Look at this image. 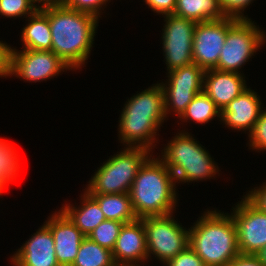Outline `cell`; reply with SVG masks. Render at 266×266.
<instances>
[{
    "label": "cell",
    "instance_id": "1",
    "mask_svg": "<svg viewBox=\"0 0 266 266\" xmlns=\"http://www.w3.org/2000/svg\"><path fill=\"white\" fill-rule=\"evenodd\" d=\"M42 10L48 16L52 34L51 51L71 70H80L90 56L99 19L65 5L46 7Z\"/></svg>",
    "mask_w": 266,
    "mask_h": 266
},
{
    "label": "cell",
    "instance_id": "2",
    "mask_svg": "<svg viewBox=\"0 0 266 266\" xmlns=\"http://www.w3.org/2000/svg\"><path fill=\"white\" fill-rule=\"evenodd\" d=\"M151 154L141 165L129 190L137 218L164 216L176 209V181L172 172ZM175 208V209H174Z\"/></svg>",
    "mask_w": 266,
    "mask_h": 266
},
{
    "label": "cell",
    "instance_id": "3",
    "mask_svg": "<svg viewBox=\"0 0 266 266\" xmlns=\"http://www.w3.org/2000/svg\"><path fill=\"white\" fill-rule=\"evenodd\" d=\"M189 246L206 266H226L240 253L232 215L205 211L189 228Z\"/></svg>",
    "mask_w": 266,
    "mask_h": 266
},
{
    "label": "cell",
    "instance_id": "4",
    "mask_svg": "<svg viewBox=\"0 0 266 266\" xmlns=\"http://www.w3.org/2000/svg\"><path fill=\"white\" fill-rule=\"evenodd\" d=\"M163 150L161 160L176 183L210 179L219 171L209 152L185 130L176 133Z\"/></svg>",
    "mask_w": 266,
    "mask_h": 266
},
{
    "label": "cell",
    "instance_id": "5",
    "mask_svg": "<svg viewBox=\"0 0 266 266\" xmlns=\"http://www.w3.org/2000/svg\"><path fill=\"white\" fill-rule=\"evenodd\" d=\"M150 153L144 148L126 147L97 168L84 190L89 194L129 193L139 168Z\"/></svg>",
    "mask_w": 266,
    "mask_h": 266
},
{
    "label": "cell",
    "instance_id": "6",
    "mask_svg": "<svg viewBox=\"0 0 266 266\" xmlns=\"http://www.w3.org/2000/svg\"><path fill=\"white\" fill-rule=\"evenodd\" d=\"M259 28L251 19L238 20L227 31L224 46L214 69L241 73L239 69L266 42L265 31Z\"/></svg>",
    "mask_w": 266,
    "mask_h": 266
},
{
    "label": "cell",
    "instance_id": "7",
    "mask_svg": "<svg viewBox=\"0 0 266 266\" xmlns=\"http://www.w3.org/2000/svg\"><path fill=\"white\" fill-rule=\"evenodd\" d=\"M141 219L146 232L149 259L152 254L163 265L189 246V229L179 224L172 213Z\"/></svg>",
    "mask_w": 266,
    "mask_h": 266
},
{
    "label": "cell",
    "instance_id": "8",
    "mask_svg": "<svg viewBox=\"0 0 266 266\" xmlns=\"http://www.w3.org/2000/svg\"><path fill=\"white\" fill-rule=\"evenodd\" d=\"M162 50L167 71L193 63L192 48L196 22L174 14L164 15Z\"/></svg>",
    "mask_w": 266,
    "mask_h": 266
},
{
    "label": "cell",
    "instance_id": "9",
    "mask_svg": "<svg viewBox=\"0 0 266 266\" xmlns=\"http://www.w3.org/2000/svg\"><path fill=\"white\" fill-rule=\"evenodd\" d=\"M238 21L231 17L196 23L192 57L193 63L204 70L217 66L227 31Z\"/></svg>",
    "mask_w": 266,
    "mask_h": 266
},
{
    "label": "cell",
    "instance_id": "10",
    "mask_svg": "<svg viewBox=\"0 0 266 266\" xmlns=\"http://www.w3.org/2000/svg\"><path fill=\"white\" fill-rule=\"evenodd\" d=\"M241 199L231 213L237 230L238 249L242 254L256 255L266 246V213L245 196Z\"/></svg>",
    "mask_w": 266,
    "mask_h": 266
},
{
    "label": "cell",
    "instance_id": "11",
    "mask_svg": "<svg viewBox=\"0 0 266 266\" xmlns=\"http://www.w3.org/2000/svg\"><path fill=\"white\" fill-rule=\"evenodd\" d=\"M71 68L54 52L46 50H13L12 73L29 82H41ZM41 80V81H40Z\"/></svg>",
    "mask_w": 266,
    "mask_h": 266
},
{
    "label": "cell",
    "instance_id": "12",
    "mask_svg": "<svg viewBox=\"0 0 266 266\" xmlns=\"http://www.w3.org/2000/svg\"><path fill=\"white\" fill-rule=\"evenodd\" d=\"M168 116L121 113L118 135L126 147L144 148L152 152L159 127Z\"/></svg>",
    "mask_w": 266,
    "mask_h": 266
},
{
    "label": "cell",
    "instance_id": "13",
    "mask_svg": "<svg viewBox=\"0 0 266 266\" xmlns=\"http://www.w3.org/2000/svg\"><path fill=\"white\" fill-rule=\"evenodd\" d=\"M112 253L118 266H140L149 261L142 219L123 224Z\"/></svg>",
    "mask_w": 266,
    "mask_h": 266
},
{
    "label": "cell",
    "instance_id": "14",
    "mask_svg": "<svg viewBox=\"0 0 266 266\" xmlns=\"http://www.w3.org/2000/svg\"><path fill=\"white\" fill-rule=\"evenodd\" d=\"M55 211L44 224L51 230L60 266H71L85 235L61 211Z\"/></svg>",
    "mask_w": 266,
    "mask_h": 266
},
{
    "label": "cell",
    "instance_id": "15",
    "mask_svg": "<svg viewBox=\"0 0 266 266\" xmlns=\"http://www.w3.org/2000/svg\"><path fill=\"white\" fill-rule=\"evenodd\" d=\"M15 252L10 256L14 266H60L53 235L45 224Z\"/></svg>",
    "mask_w": 266,
    "mask_h": 266
},
{
    "label": "cell",
    "instance_id": "16",
    "mask_svg": "<svg viewBox=\"0 0 266 266\" xmlns=\"http://www.w3.org/2000/svg\"><path fill=\"white\" fill-rule=\"evenodd\" d=\"M260 100L257 92L247 88L223 108L220 121L229 129L250 133L263 109Z\"/></svg>",
    "mask_w": 266,
    "mask_h": 266
},
{
    "label": "cell",
    "instance_id": "17",
    "mask_svg": "<svg viewBox=\"0 0 266 266\" xmlns=\"http://www.w3.org/2000/svg\"><path fill=\"white\" fill-rule=\"evenodd\" d=\"M242 73L205 70L203 91L212 99L222 111L234 98L248 87Z\"/></svg>",
    "mask_w": 266,
    "mask_h": 266
},
{
    "label": "cell",
    "instance_id": "18",
    "mask_svg": "<svg viewBox=\"0 0 266 266\" xmlns=\"http://www.w3.org/2000/svg\"><path fill=\"white\" fill-rule=\"evenodd\" d=\"M80 197L82 200L80 201L81 206L74 207L68 203L62 205L63 207L60 210L87 236L106 219L98 202L87 191H84Z\"/></svg>",
    "mask_w": 266,
    "mask_h": 266
},
{
    "label": "cell",
    "instance_id": "19",
    "mask_svg": "<svg viewBox=\"0 0 266 266\" xmlns=\"http://www.w3.org/2000/svg\"><path fill=\"white\" fill-rule=\"evenodd\" d=\"M27 18L28 23L21 32L23 49L51 51L52 34L47 14L37 9Z\"/></svg>",
    "mask_w": 266,
    "mask_h": 266
},
{
    "label": "cell",
    "instance_id": "20",
    "mask_svg": "<svg viewBox=\"0 0 266 266\" xmlns=\"http://www.w3.org/2000/svg\"><path fill=\"white\" fill-rule=\"evenodd\" d=\"M124 105L121 113L166 115L164 92L160 83L132 96Z\"/></svg>",
    "mask_w": 266,
    "mask_h": 266
},
{
    "label": "cell",
    "instance_id": "21",
    "mask_svg": "<svg viewBox=\"0 0 266 266\" xmlns=\"http://www.w3.org/2000/svg\"><path fill=\"white\" fill-rule=\"evenodd\" d=\"M90 195L98 202L106 220L129 223L138 219L129 193Z\"/></svg>",
    "mask_w": 266,
    "mask_h": 266
},
{
    "label": "cell",
    "instance_id": "22",
    "mask_svg": "<svg viewBox=\"0 0 266 266\" xmlns=\"http://www.w3.org/2000/svg\"><path fill=\"white\" fill-rule=\"evenodd\" d=\"M174 15L196 23L224 18L219 0H176Z\"/></svg>",
    "mask_w": 266,
    "mask_h": 266
},
{
    "label": "cell",
    "instance_id": "23",
    "mask_svg": "<svg viewBox=\"0 0 266 266\" xmlns=\"http://www.w3.org/2000/svg\"><path fill=\"white\" fill-rule=\"evenodd\" d=\"M71 266H118L111 250L91 241L87 236L82 241Z\"/></svg>",
    "mask_w": 266,
    "mask_h": 266
},
{
    "label": "cell",
    "instance_id": "24",
    "mask_svg": "<svg viewBox=\"0 0 266 266\" xmlns=\"http://www.w3.org/2000/svg\"><path fill=\"white\" fill-rule=\"evenodd\" d=\"M221 118V110L215 105L212 99L204 92L196 94L188 104L180 120L187 122L193 120L198 124L208 123L215 117Z\"/></svg>",
    "mask_w": 266,
    "mask_h": 266
},
{
    "label": "cell",
    "instance_id": "25",
    "mask_svg": "<svg viewBox=\"0 0 266 266\" xmlns=\"http://www.w3.org/2000/svg\"><path fill=\"white\" fill-rule=\"evenodd\" d=\"M160 84L164 92L166 116L173 111L180 118L197 93L190 88L174 86L169 80Z\"/></svg>",
    "mask_w": 266,
    "mask_h": 266
},
{
    "label": "cell",
    "instance_id": "26",
    "mask_svg": "<svg viewBox=\"0 0 266 266\" xmlns=\"http://www.w3.org/2000/svg\"><path fill=\"white\" fill-rule=\"evenodd\" d=\"M19 156L13 144L0 140V189L4 191L9 183L16 180L19 173Z\"/></svg>",
    "mask_w": 266,
    "mask_h": 266
},
{
    "label": "cell",
    "instance_id": "27",
    "mask_svg": "<svg viewBox=\"0 0 266 266\" xmlns=\"http://www.w3.org/2000/svg\"><path fill=\"white\" fill-rule=\"evenodd\" d=\"M167 74L168 80L174 86L193 89L197 94L203 91L205 70L195 63L177 68Z\"/></svg>",
    "mask_w": 266,
    "mask_h": 266
},
{
    "label": "cell",
    "instance_id": "28",
    "mask_svg": "<svg viewBox=\"0 0 266 266\" xmlns=\"http://www.w3.org/2000/svg\"><path fill=\"white\" fill-rule=\"evenodd\" d=\"M123 224L116 220H105L91 231L87 237L91 241L112 251Z\"/></svg>",
    "mask_w": 266,
    "mask_h": 266
},
{
    "label": "cell",
    "instance_id": "29",
    "mask_svg": "<svg viewBox=\"0 0 266 266\" xmlns=\"http://www.w3.org/2000/svg\"><path fill=\"white\" fill-rule=\"evenodd\" d=\"M37 9L31 0H0V15L7 18H27Z\"/></svg>",
    "mask_w": 266,
    "mask_h": 266
},
{
    "label": "cell",
    "instance_id": "30",
    "mask_svg": "<svg viewBox=\"0 0 266 266\" xmlns=\"http://www.w3.org/2000/svg\"><path fill=\"white\" fill-rule=\"evenodd\" d=\"M248 137L249 148L257 152L266 150V109H263L260 113Z\"/></svg>",
    "mask_w": 266,
    "mask_h": 266
},
{
    "label": "cell",
    "instance_id": "31",
    "mask_svg": "<svg viewBox=\"0 0 266 266\" xmlns=\"http://www.w3.org/2000/svg\"><path fill=\"white\" fill-rule=\"evenodd\" d=\"M254 0H219V5L225 17H231L238 20H250L243 11Z\"/></svg>",
    "mask_w": 266,
    "mask_h": 266
},
{
    "label": "cell",
    "instance_id": "32",
    "mask_svg": "<svg viewBox=\"0 0 266 266\" xmlns=\"http://www.w3.org/2000/svg\"><path fill=\"white\" fill-rule=\"evenodd\" d=\"M106 3V0H65L64 5L79 12L89 13L99 19L100 10L103 9V5L107 6Z\"/></svg>",
    "mask_w": 266,
    "mask_h": 266
},
{
    "label": "cell",
    "instance_id": "33",
    "mask_svg": "<svg viewBox=\"0 0 266 266\" xmlns=\"http://www.w3.org/2000/svg\"><path fill=\"white\" fill-rule=\"evenodd\" d=\"M163 266H206L204 261L188 246Z\"/></svg>",
    "mask_w": 266,
    "mask_h": 266
},
{
    "label": "cell",
    "instance_id": "34",
    "mask_svg": "<svg viewBox=\"0 0 266 266\" xmlns=\"http://www.w3.org/2000/svg\"><path fill=\"white\" fill-rule=\"evenodd\" d=\"M13 47L0 41V77H11Z\"/></svg>",
    "mask_w": 266,
    "mask_h": 266
},
{
    "label": "cell",
    "instance_id": "35",
    "mask_svg": "<svg viewBox=\"0 0 266 266\" xmlns=\"http://www.w3.org/2000/svg\"><path fill=\"white\" fill-rule=\"evenodd\" d=\"M259 210L266 213V182L262 186L255 187L244 195Z\"/></svg>",
    "mask_w": 266,
    "mask_h": 266
},
{
    "label": "cell",
    "instance_id": "36",
    "mask_svg": "<svg viewBox=\"0 0 266 266\" xmlns=\"http://www.w3.org/2000/svg\"><path fill=\"white\" fill-rule=\"evenodd\" d=\"M144 2L158 15L173 14L175 11L176 0H144Z\"/></svg>",
    "mask_w": 266,
    "mask_h": 266
},
{
    "label": "cell",
    "instance_id": "37",
    "mask_svg": "<svg viewBox=\"0 0 266 266\" xmlns=\"http://www.w3.org/2000/svg\"><path fill=\"white\" fill-rule=\"evenodd\" d=\"M226 266H264V265L261 263L257 255L239 253Z\"/></svg>",
    "mask_w": 266,
    "mask_h": 266
},
{
    "label": "cell",
    "instance_id": "38",
    "mask_svg": "<svg viewBox=\"0 0 266 266\" xmlns=\"http://www.w3.org/2000/svg\"><path fill=\"white\" fill-rule=\"evenodd\" d=\"M32 3L38 8H46V7H52V6H59V5H64L65 0H31ZM36 3H41V5L36 4Z\"/></svg>",
    "mask_w": 266,
    "mask_h": 266
},
{
    "label": "cell",
    "instance_id": "39",
    "mask_svg": "<svg viewBox=\"0 0 266 266\" xmlns=\"http://www.w3.org/2000/svg\"><path fill=\"white\" fill-rule=\"evenodd\" d=\"M256 255L259 257L261 263L266 266V246L262 248Z\"/></svg>",
    "mask_w": 266,
    "mask_h": 266
}]
</instances>
